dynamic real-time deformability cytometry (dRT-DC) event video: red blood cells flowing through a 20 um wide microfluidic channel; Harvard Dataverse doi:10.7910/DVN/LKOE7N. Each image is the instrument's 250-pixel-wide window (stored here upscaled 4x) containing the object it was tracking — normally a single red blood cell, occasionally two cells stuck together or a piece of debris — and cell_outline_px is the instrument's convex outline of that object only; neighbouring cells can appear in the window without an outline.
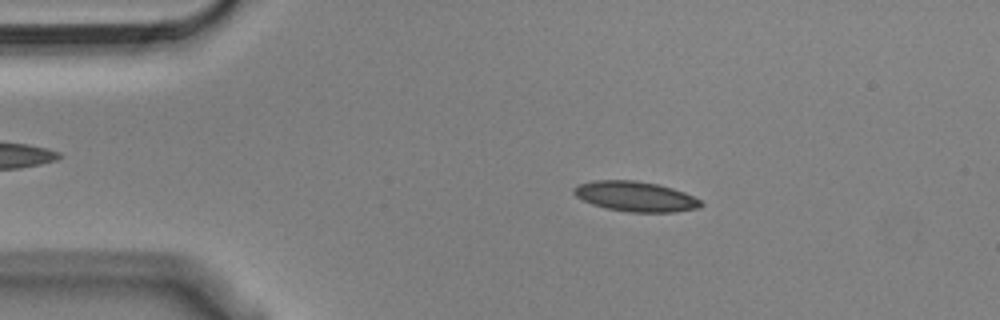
{"species": "Egyptian fruit bat (a non-hibernating species)", "species_latin": "Rousettus aegyptiacus", "temperature_condition": "cold", "stored_images_in_passage": 54, "camera_frame_rate_fps": 3000, "um_per_image_px": 0.085, "animal": {"sex": "male"}, "frame": {"image": 1, "passage_image": 9, "time_ms": 2.667, "image_size_px": [1000, 320], "cell_outline_px": [[704, 204], [700, 208], [676, 212], [628, 212], [608, 208], [592, 204], [576, 196], [572, 192], [572, 188], [576, 184], [592, 180], [636, 180], [656, 184], [672, 188], [684, 192], [700, 200]], "centroid_in_image_um": [54.0, 16.69], "position_along_channel_um": 31.0, "area_um2": 22.37}}
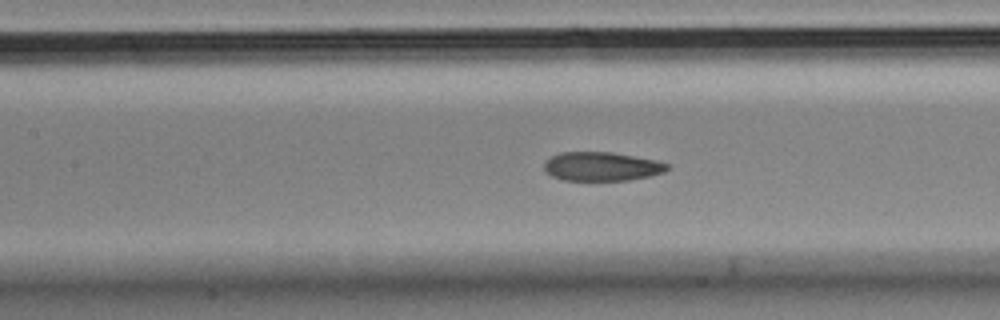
{"frame": {"image": 2, "passage_image": 23, "time_ms": 7.333, "image_size_px": [1000, 320], "cell_outline_px": [[668, 168], [664, 172], [652, 176], [628, 180], [564, 180], [552, 176], [544, 172], [544, 160], [560, 152], [612, 152], [656, 160], [668, 164]], "centroid_in_image_um": [51.12, 14.15], "position_along_channel_um": 156.3, "area_um2": 20.81}}
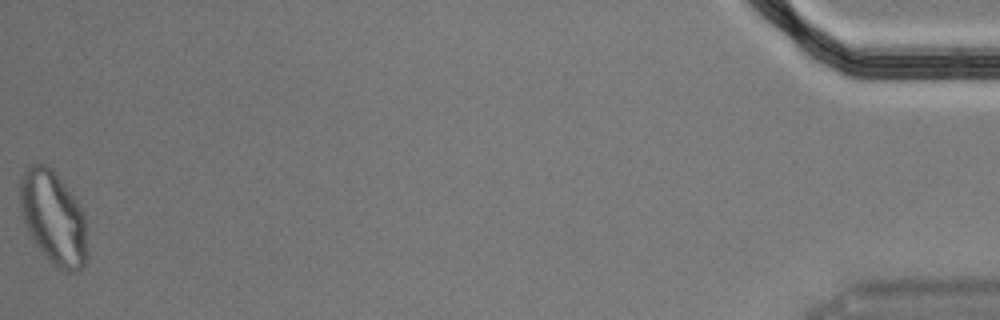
{"frame": {"image": 3, "passage_image": 54, "time_ms": 17.667, "image_size_px": [1000, 320], "cell_outline_px": [[88, 256], [84, 264], [76, 272], [68, 272], [56, 268], [40, 252], [32, 240], [28, 232], [20, 208], [20, 176], [28, 164], [44, 164], [52, 168], [56, 172], [76, 200], [84, 216], [88, 252]], "centroid_in_image_um": [4.52, 18.52], "position_along_channel_um": 430.7, "area_um2": 36.99}, "authors_computed_cell_mechanics": {"area_um2": 22.0796, "velocity_mm_per_s": 3.6203, "shape_relaxation_time_tau1_ms": 8.9969, "shape_relaxation_time_tau2_ms": 2.7246, "deformation_change_tau1": 0.1844, "deformation_change_tau2": 0.0715}}